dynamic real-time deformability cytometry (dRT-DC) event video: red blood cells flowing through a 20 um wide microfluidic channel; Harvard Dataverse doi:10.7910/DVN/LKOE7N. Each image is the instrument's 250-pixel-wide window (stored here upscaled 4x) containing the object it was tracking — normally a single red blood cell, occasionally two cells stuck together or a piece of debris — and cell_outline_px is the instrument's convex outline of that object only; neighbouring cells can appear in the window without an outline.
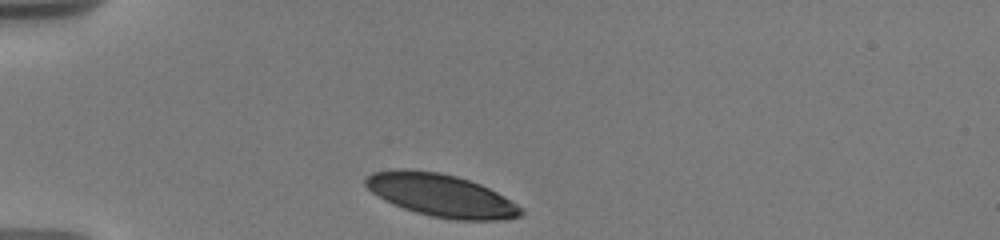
{"species": "human", "species_latin": "Homo sapiens", "temperature_condition": "warm", "stored_images_in_passage": 23, "camera_frame_rate_fps": 3000, "um_per_image_px": 0.085, "donor": {"sex": "male"}, "frame": {"image": 1, "passage_image": 1, "time_ms": 0.0, "image_size_px": [1000, 240], "cell_outline_px": [[524, 212], [520, 216], [504, 220], [456, 220], [432, 216], [416, 212], [404, 208], [372, 192], [364, 184], [364, 180], [372, 172], [396, 168], [408, 168], [440, 172], [456, 176], [480, 184], [496, 192], [524, 208]], "centroid_in_image_um": [37.51, 16.59], "position_along_channel_um": 47.5, "area_um2": 38.49}}
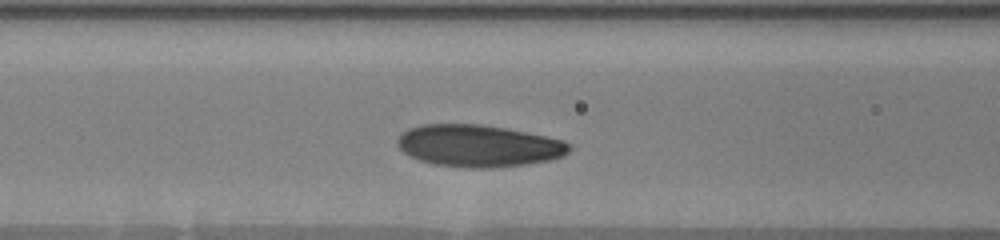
{"frame": {"image": 2, "passage_image": 14, "time_ms": 3.0, "image_size_px": [1000, 240], "cell_outline_px": [[572, 148], [564, 156], [548, 160], [528, 164], [492, 168], [472, 168], [432, 164], [420, 160], [404, 152], [396, 144], [396, 140], [408, 128], [420, 124], [480, 124], [508, 128], [564, 140], [572, 144]], "centroid_in_image_um": [40.7, 12.39], "position_along_channel_um": 125.9, "area_um2": 42.31}}
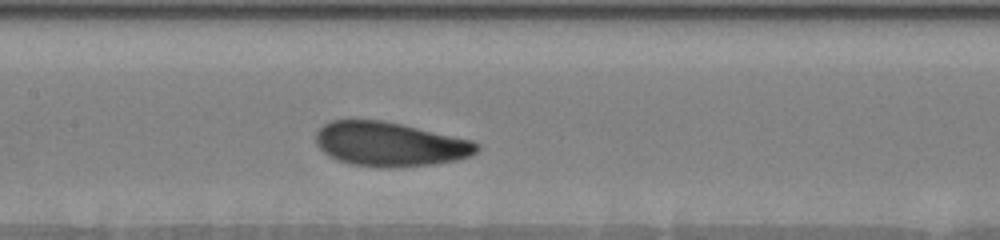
{"frame": {"image": 3, "passage_image": 19, "time_ms": 4.333, "image_size_px": [1000, 240], "cell_outline_px": [[480, 148], [476, 152], [468, 156], [456, 160], [432, 164], [392, 168], [380, 168], [348, 164], [328, 156], [316, 144], [316, 132], [324, 124], [332, 120], [384, 120], [472, 140], [480, 144]], "centroid_in_image_um": [33.12, 12.26], "position_along_channel_um": 174.3, "area_um2": 41.67}}